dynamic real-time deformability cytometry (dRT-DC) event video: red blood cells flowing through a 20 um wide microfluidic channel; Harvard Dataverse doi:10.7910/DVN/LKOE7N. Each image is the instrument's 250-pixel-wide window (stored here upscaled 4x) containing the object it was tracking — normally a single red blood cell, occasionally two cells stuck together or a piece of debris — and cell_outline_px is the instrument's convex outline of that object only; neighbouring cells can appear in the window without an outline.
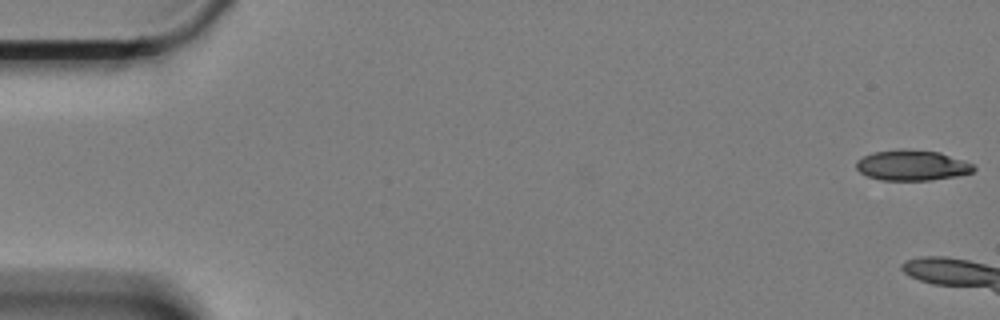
{"species": "Egyptian fruit bat (a non-hibernating species)", "species_latin": "Rousettus aegyptiacus", "temperature_condition": "cold", "stored_images_in_passage": 2, "camera_frame_rate_fps": 3000, "um_per_image_px": 0.085, "animal": {"sex": "female"}, "frame": {"image": 1, "passage_image": 1, "time_ms": 0.0, "image_size_px": [1000, 320], "cell_outline_px": [[976, 168], [972, 172], [956, 176], [932, 180], [880, 180], [868, 176], [860, 172], [856, 168], [856, 160], [872, 152], [900, 148], [904, 148], [940, 152], [964, 160], [972, 164]], "centroid_in_image_um": [77.51, 14.04], "position_along_channel_um": 7.5, "area_um2": 21.04}}